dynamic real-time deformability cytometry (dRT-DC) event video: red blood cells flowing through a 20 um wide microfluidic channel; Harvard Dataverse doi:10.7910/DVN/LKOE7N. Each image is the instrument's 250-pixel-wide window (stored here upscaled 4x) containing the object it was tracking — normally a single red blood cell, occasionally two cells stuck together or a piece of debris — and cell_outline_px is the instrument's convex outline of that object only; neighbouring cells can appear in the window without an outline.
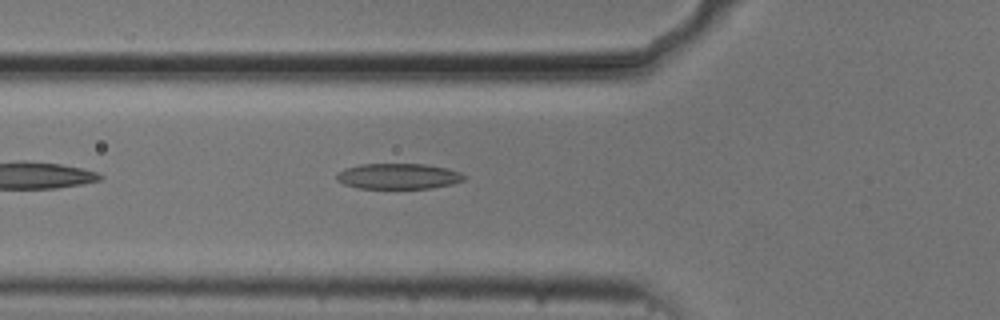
{"species": "common noctule bat (a hibernating species)", "species_latin": "Nyctalus noctula", "temperature_condition": "cold", "stored_images_in_passage": 35, "camera_frame_rate_fps": 3000, "um_per_image_px": 0.085, "animal": {"sex": "male", "body_mass_g": 20.5, "forearm_length_mm": 52.5}, "frame": {"image": 1, "passage_image": 5, "time_ms": 1.333, "image_size_px": [1000, 320], "cell_outline_px": [[464, 180], [452, 184], [432, 188], [356, 188], [344, 184], [336, 180], [336, 172], [344, 168], [360, 164], [424, 164], [448, 168], [460, 172], [464, 176]], "centroid_in_image_um": [33.82, 14.97], "position_along_channel_um": 92.0, "area_um2": 19.13}}
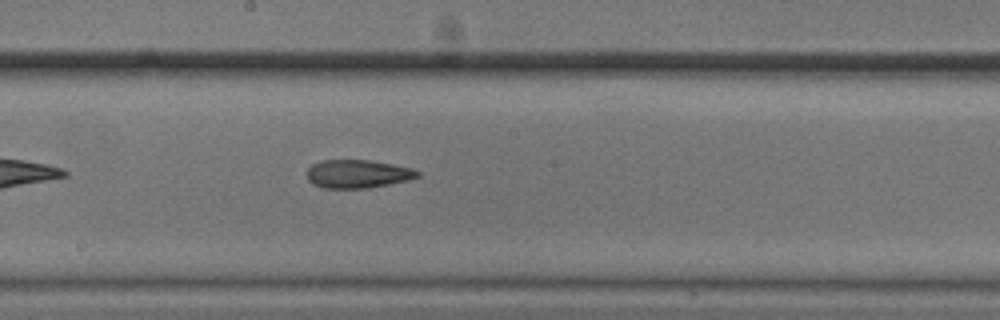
{"frame": {"image": 2, "passage_image": 15, "time_ms": 4.667, "image_size_px": [1000, 320], "cell_outline_px": [[420, 176], [408, 180], [368, 188], [324, 188], [312, 184], [308, 180], [308, 168], [312, 164], [320, 160], [368, 160], [392, 164], [412, 168], [420, 172]], "centroid_in_image_um": [30.39, 14.78], "position_along_channel_um": 217.8, "area_um2": 18.21}}
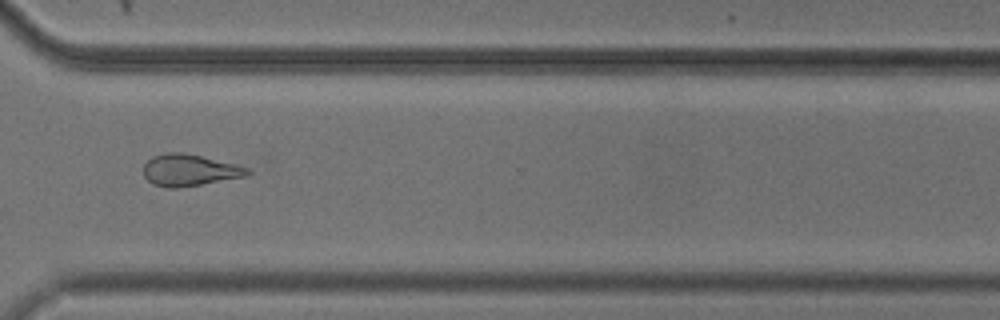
{"frame": {"image": 3, "passage_image": 26, "time_ms": 8.333, "image_size_px": [1000, 320], "cell_outline_px": [[252, 172], [248, 176], [176, 188], [168, 188], [152, 184], [144, 176], [144, 164], [152, 156], [168, 152], [180, 152], [200, 156], [236, 164], [252, 168]], "centroid_in_image_um": [16.13, 14.46], "position_along_channel_um": 354.5, "area_um2": 19.19}}